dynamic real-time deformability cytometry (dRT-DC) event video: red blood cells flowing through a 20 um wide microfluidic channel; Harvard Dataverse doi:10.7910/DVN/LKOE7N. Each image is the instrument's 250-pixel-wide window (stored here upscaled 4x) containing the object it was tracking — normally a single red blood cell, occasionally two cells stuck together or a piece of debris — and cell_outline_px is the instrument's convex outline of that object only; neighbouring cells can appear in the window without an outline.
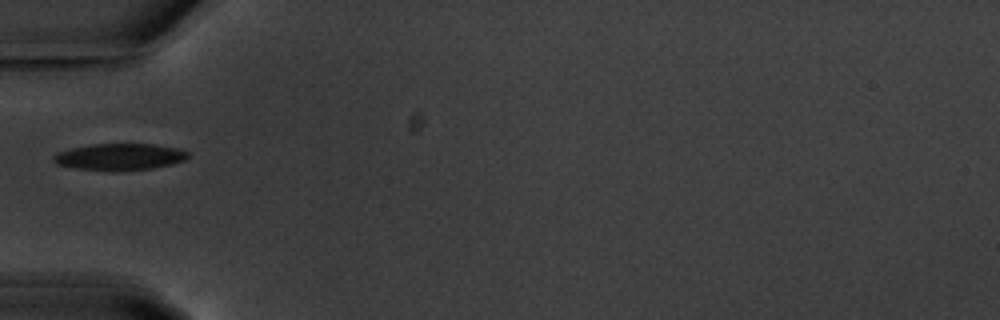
{"species": "common noctule bat (a hibernating species)", "species_latin": "Nyctalus noctula", "temperature_condition": "warm", "stored_images_in_passage": 13, "camera_frame_rate_fps": 3000, "um_per_image_px": 0.085, "animal": {"sex": "male", "body_mass_g": 20.1, "forearm_length_mm": 53.5}, "frame": {"image": 1, "passage_image": 1, "time_ms": 0.0, "image_size_px": [1000, 320], "cell_outline_px": [[188, 156], [184, 160], [172, 164], [152, 168], [116, 172], [108, 172], [76, 168], [56, 164], [52, 160], [52, 156], [56, 152], [72, 148], [92, 144], [152, 144], [176, 148], [188, 152]], "centroid_in_image_um": [10.11, 13.35], "position_along_channel_um": 74.9, "area_um2": 21.1}}
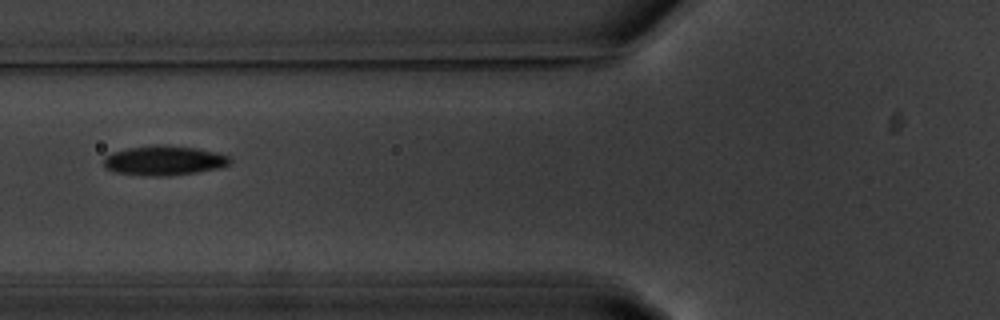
{"frame": {"image": 2, "passage_image": 4, "time_ms": 1.0, "image_size_px": [1000, 320], "cell_outline_px": [[232, 160], [228, 164], [220, 168], [196, 172], [164, 176], [144, 176], [116, 172], [104, 168], [104, 156], [112, 152], [128, 148], [156, 144], [160, 144], [196, 148], [216, 152], [228, 156]], "centroid_in_image_um": [13.91, 13.64], "position_along_channel_um": 111.9, "area_um2": 21.85}}